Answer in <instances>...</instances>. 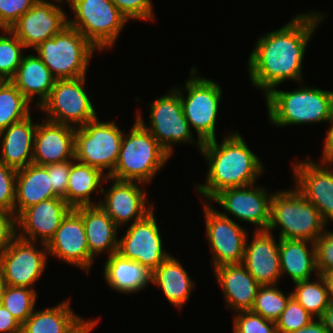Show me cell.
<instances>
[{"label":"cell","mask_w":333,"mask_h":333,"mask_svg":"<svg viewBox=\"0 0 333 333\" xmlns=\"http://www.w3.org/2000/svg\"><path fill=\"white\" fill-rule=\"evenodd\" d=\"M325 17L318 11L296 14L283 27L257 39L247 59L251 85L266 95L286 80L302 83L305 51Z\"/></svg>","instance_id":"6da1fadb"},{"label":"cell","mask_w":333,"mask_h":333,"mask_svg":"<svg viewBox=\"0 0 333 333\" xmlns=\"http://www.w3.org/2000/svg\"><path fill=\"white\" fill-rule=\"evenodd\" d=\"M200 153L207 161L208 170L205 184L197 183L195 188L205 202L222 190L256 184L265 170L262 160L238 131L226 135L222 143L216 139L203 142Z\"/></svg>","instance_id":"7a4b0ae2"},{"label":"cell","mask_w":333,"mask_h":333,"mask_svg":"<svg viewBox=\"0 0 333 333\" xmlns=\"http://www.w3.org/2000/svg\"><path fill=\"white\" fill-rule=\"evenodd\" d=\"M302 84L294 91L277 86L265 96L270 123L277 126L329 123L333 112V92Z\"/></svg>","instance_id":"3957f363"},{"label":"cell","mask_w":333,"mask_h":333,"mask_svg":"<svg viewBox=\"0 0 333 333\" xmlns=\"http://www.w3.org/2000/svg\"><path fill=\"white\" fill-rule=\"evenodd\" d=\"M171 156L137 120L123 134L117 164L109 177L149 184Z\"/></svg>","instance_id":"277c9868"},{"label":"cell","mask_w":333,"mask_h":333,"mask_svg":"<svg viewBox=\"0 0 333 333\" xmlns=\"http://www.w3.org/2000/svg\"><path fill=\"white\" fill-rule=\"evenodd\" d=\"M317 208L296 188L272 194L270 222L267 230L280 229L279 239H299L315 242L327 228Z\"/></svg>","instance_id":"5b68a950"},{"label":"cell","mask_w":333,"mask_h":333,"mask_svg":"<svg viewBox=\"0 0 333 333\" xmlns=\"http://www.w3.org/2000/svg\"><path fill=\"white\" fill-rule=\"evenodd\" d=\"M74 18L68 26L78 30L98 51L111 49L128 20L111 0H66Z\"/></svg>","instance_id":"8992f818"},{"label":"cell","mask_w":333,"mask_h":333,"mask_svg":"<svg viewBox=\"0 0 333 333\" xmlns=\"http://www.w3.org/2000/svg\"><path fill=\"white\" fill-rule=\"evenodd\" d=\"M196 68L193 66L190 70V78L185 81L184 89L180 86L174 89L179 93L190 129L194 128L197 138L203 143L216 139V122L223 90L214 80L199 76ZM183 90L187 96L183 95Z\"/></svg>","instance_id":"52a82bcc"},{"label":"cell","mask_w":333,"mask_h":333,"mask_svg":"<svg viewBox=\"0 0 333 333\" xmlns=\"http://www.w3.org/2000/svg\"><path fill=\"white\" fill-rule=\"evenodd\" d=\"M33 51L56 79H74L87 75L90 59L97 49L78 30L66 26Z\"/></svg>","instance_id":"ba28073f"},{"label":"cell","mask_w":333,"mask_h":333,"mask_svg":"<svg viewBox=\"0 0 333 333\" xmlns=\"http://www.w3.org/2000/svg\"><path fill=\"white\" fill-rule=\"evenodd\" d=\"M149 108V126L138 111L135 114L136 120L152 134L170 156L174 152L173 144L194 143L200 151L202 142L197 137L195 142L183 112L179 93L174 87L152 101Z\"/></svg>","instance_id":"9c48e42d"},{"label":"cell","mask_w":333,"mask_h":333,"mask_svg":"<svg viewBox=\"0 0 333 333\" xmlns=\"http://www.w3.org/2000/svg\"><path fill=\"white\" fill-rule=\"evenodd\" d=\"M124 131L114 121L95 118L75 131V160L98 168L109 176L120 152Z\"/></svg>","instance_id":"30bf717a"},{"label":"cell","mask_w":333,"mask_h":333,"mask_svg":"<svg viewBox=\"0 0 333 333\" xmlns=\"http://www.w3.org/2000/svg\"><path fill=\"white\" fill-rule=\"evenodd\" d=\"M86 76L57 79L40 109L45 119L72 127H81L97 118L96 109L85 89Z\"/></svg>","instance_id":"8fae6325"},{"label":"cell","mask_w":333,"mask_h":333,"mask_svg":"<svg viewBox=\"0 0 333 333\" xmlns=\"http://www.w3.org/2000/svg\"><path fill=\"white\" fill-rule=\"evenodd\" d=\"M202 203L205 235L211 249L213 269L223 265L242 264L249 232L230 216L227 218L221 215L210 203Z\"/></svg>","instance_id":"7c38bea8"},{"label":"cell","mask_w":333,"mask_h":333,"mask_svg":"<svg viewBox=\"0 0 333 333\" xmlns=\"http://www.w3.org/2000/svg\"><path fill=\"white\" fill-rule=\"evenodd\" d=\"M36 242L15 237L0 254V270L8 286L34 289L46 269L48 250L45 244L37 248Z\"/></svg>","instance_id":"4fadbf2b"},{"label":"cell","mask_w":333,"mask_h":333,"mask_svg":"<svg viewBox=\"0 0 333 333\" xmlns=\"http://www.w3.org/2000/svg\"><path fill=\"white\" fill-rule=\"evenodd\" d=\"M130 224L124 236L119 238L117 253L139 262L153 272L171 255L163 248V238L154 210L143 219Z\"/></svg>","instance_id":"5bb4252c"},{"label":"cell","mask_w":333,"mask_h":333,"mask_svg":"<svg viewBox=\"0 0 333 333\" xmlns=\"http://www.w3.org/2000/svg\"><path fill=\"white\" fill-rule=\"evenodd\" d=\"M48 1L36 0L33 7L9 29L26 49L30 47L35 49L39 44L51 39L68 26V15L59 6L66 0Z\"/></svg>","instance_id":"9a60e30c"},{"label":"cell","mask_w":333,"mask_h":333,"mask_svg":"<svg viewBox=\"0 0 333 333\" xmlns=\"http://www.w3.org/2000/svg\"><path fill=\"white\" fill-rule=\"evenodd\" d=\"M251 184L243 187L228 188L217 193L210 202H216L224 212L221 215L256 225L255 230H267L270 222V201L272 193L265 187Z\"/></svg>","instance_id":"2e32d148"},{"label":"cell","mask_w":333,"mask_h":333,"mask_svg":"<svg viewBox=\"0 0 333 333\" xmlns=\"http://www.w3.org/2000/svg\"><path fill=\"white\" fill-rule=\"evenodd\" d=\"M106 180L113 181V184L107 191L101 186L99 194L105 197L100 198L97 205H100L118 227L122 228V225L130 223V221H133L132 223L139 221L153 211L154 204L147 203L146 191L140 187L145 184L117 180L109 176L106 177Z\"/></svg>","instance_id":"e0dca14e"},{"label":"cell","mask_w":333,"mask_h":333,"mask_svg":"<svg viewBox=\"0 0 333 333\" xmlns=\"http://www.w3.org/2000/svg\"><path fill=\"white\" fill-rule=\"evenodd\" d=\"M332 162L321 159V164L309 157L292 166L294 188L312 203L323 220L333 221V169Z\"/></svg>","instance_id":"ac0fdd59"},{"label":"cell","mask_w":333,"mask_h":333,"mask_svg":"<svg viewBox=\"0 0 333 333\" xmlns=\"http://www.w3.org/2000/svg\"><path fill=\"white\" fill-rule=\"evenodd\" d=\"M72 207L61 197L41 201L16 217V236L47 245ZM40 238V239H39Z\"/></svg>","instance_id":"d6986e66"},{"label":"cell","mask_w":333,"mask_h":333,"mask_svg":"<svg viewBox=\"0 0 333 333\" xmlns=\"http://www.w3.org/2000/svg\"><path fill=\"white\" fill-rule=\"evenodd\" d=\"M46 247L48 255L79 267L87 274L95 262L88 249L82 216L74 208L63 218Z\"/></svg>","instance_id":"ffe728a7"},{"label":"cell","mask_w":333,"mask_h":333,"mask_svg":"<svg viewBox=\"0 0 333 333\" xmlns=\"http://www.w3.org/2000/svg\"><path fill=\"white\" fill-rule=\"evenodd\" d=\"M269 230H255L253 239L247 237L242 265L261 285H276L282 279L279 246ZM249 242V243H248Z\"/></svg>","instance_id":"44dd1931"},{"label":"cell","mask_w":333,"mask_h":333,"mask_svg":"<svg viewBox=\"0 0 333 333\" xmlns=\"http://www.w3.org/2000/svg\"><path fill=\"white\" fill-rule=\"evenodd\" d=\"M75 131V127L46 119L37 122L32 163L45 166L75 160Z\"/></svg>","instance_id":"7402d4cb"},{"label":"cell","mask_w":333,"mask_h":333,"mask_svg":"<svg viewBox=\"0 0 333 333\" xmlns=\"http://www.w3.org/2000/svg\"><path fill=\"white\" fill-rule=\"evenodd\" d=\"M228 308L234 311L251 310L261 286L242 264L223 265L213 269Z\"/></svg>","instance_id":"603a6c76"},{"label":"cell","mask_w":333,"mask_h":333,"mask_svg":"<svg viewBox=\"0 0 333 333\" xmlns=\"http://www.w3.org/2000/svg\"><path fill=\"white\" fill-rule=\"evenodd\" d=\"M36 128L30 115L0 131V161L15 170L31 164Z\"/></svg>","instance_id":"cb8c5ba5"},{"label":"cell","mask_w":333,"mask_h":333,"mask_svg":"<svg viewBox=\"0 0 333 333\" xmlns=\"http://www.w3.org/2000/svg\"><path fill=\"white\" fill-rule=\"evenodd\" d=\"M81 216L90 256L94 259L104 252L110 256L118 250V226L100 205L74 208Z\"/></svg>","instance_id":"d4e9b609"},{"label":"cell","mask_w":333,"mask_h":333,"mask_svg":"<svg viewBox=\"0 0 333 333\" xmlns=\"http://www.w3.org/2000/svg\"><path fill=\"white\" fill-rule=\"evenodd\" d=\"M103 269L106 283L119 293L135 294L152 283V271L117 252L107 257Z\"/></svg>","instance_id":"484cf974"},{"label":"cell","mask_w":333,"mask_h":333,"mask_svg":"<svg viewBox=\"0 0 333 333\" xmlns=\"http://www.w3.org/2000/svg\"><path fill=\"white\" fill-rule=\"evenodd\" d=\"M58 197L51 186L47 169L31 163L17 170L14 215L17 217L24 209Z\"/></svg>","instance_id":"4316f807"},{"label":"cell","mask_w":333,"mask_h":333,"mask_svg":"<svg viewBox=\"0 0 333 333\" xmlns=\"http://www.w3.org/2000/svg\"><path fill=\"white\" fill-rule=\"evenodd\" d=\"M56 80L36 54H24L15 76L10 81L30 103L34 96H39V101H36L38 108L49 97Z\"/></svg>","instance_id":"83f0119b"},{"label":"cell","mask_w":333,"mask_h":333,"mask_svg":"<svg viewBox=\"0 0 333 333\" xmlns=\"http://www.w3.org/2000/svg\"><path fill=\"white\" fill-rule=\"evenodd\" d=\"M152 284L161 288L173 307L181 309L190 299L196 282L194 283L179 260L170 255L152 272Z\"/></svg>","instance_id":"f1b7e54d"},{"label":"cell","mask_w":333,"mask_h":333,"mask_svg":"<svg viewBox=\"0 0 333 333\" xmlns=\"http://www.w3.org/2000/svg\"><path fill=\"white\" fill-rule=\"evenodd\" d=\"M279 255L281 276L287 274L293 283L311 279L313 272L318 275L315 242L280 239Z\"/></svg>","instance_id":"f546056e"},{"label":"cell","mask_w":333,"mask_h":333,"mask_svg":"<svg viewBox=\"0 0 333 333\" xmlns=\"http://www.w3.org/2000/svg\"><path fill=\"white\" fill-rule=\"evenodd\" d=\"M107 175L100 169L74 161L70 167L66 196L63 198L72 208L97 205L91 194L106 180Z\"/></svg>","instance_id":"4dcf8cb0"},{"label":"cell","mask_w":333,"mask_h":333,"mask_svg":"<svg viewBox=\"0 0 333 333\" xmlns=\"http://www.w3.org/2000/svg\"><path fill=\"white\" fill-rule=\"evenodd\" d=\"M81 319L70 308V300H64L53 307L34 310L21 325V333H68Z\"/></svg>","instance_id":"1f68e13d"},{"label":"cell","mask_w":333,"mask_h":333,"mask_svg":"<svg viewBox=\"0 0 333 333\" xmlns=\"http://www.w3.org/2000/svg\"><path fill=\"white\" fill-rule=\"evenodd\" d=\"M315 281L304 280L294 283L291 292L294 298L314 318H321L331 302L330 291L323 275H316Z\"/></svg>","instance_id":"d6a6232c"},{"label":"cell","mask_w":333,"mask_h":333,"mask_svg":"<svg viewBox=\"0 0 333 333\" xmlns=\"http://www.w3.org/2000/svg\"><path fill=\"white\" fill-rule=\"evenodd\" d=\"M31 103L10 80L0 81V131L31 115Z\"/></svg>","instance_id":"836d02e7"},{"label":"cell","mask_w":333,"mask_h":333,"mask_svg":"<svg viewBox=\"0 0 333 333\" xmlns=\"http://www.w3.org/2000/svg\"><path fill=\"white\" fill-rule=\"evenodd\" d=\"M277 285L260 286L251 309L252 312L273 322L278 320L292 297L291 293L286 296Z\"/></svg>","instance_id":"e575fe53"},{"label":"cell","mask_w":333,"mask_h":333,"mask_svg":"<svg viewBox=\"0 0 333 333\" xmlns=\"http://www.w3.org/2000/svg\"><path fill=\"white\" fill-rule=\"evenodd\" d=\"M37 297L35 289L7 285L1 303L22 325L35 310Z\"/></svg>","instance_id":"d590c367"},{"label":"cell","mask_w":333,"mask_h":333,"mask_svg":"<svg viewBox=\"0 0 333 333\" xmlns=\"http://www.w3.org/2000/svg\"><path fill=\"white\" fill-rule=\"evenodd\" d=\"M4 35H3V34ZM24 44L9 30L0 34V80H11L24 56Z\"/></svg>","instance_id":"8d00e7d4"},{"label":"cell","mask_w":333,"mask_h":333,"mask_svg":"<svg viewBox=\"0 0 333 333\" xmlns=\"http://www.w3.org/2000/svg\"><path fill=\"white\" fill-rule=\"evenodd\" d=\"M314 317L294 298H290L286 309L282 312L276 323L278 333H291L308 325Z\"/></svg>","instance_id":"74e56055"},{"label":"cell","mask_w":333,"mask_h":333,"mask_svg":"<svg viewBox=\"0 0 333 333\" xmlns=\"http://www.w3.org/2000/svg\"><path fill=\"white\" fill-rule=\"evenodd\" d=\"M233 333H278L276 323L251 310L239 311L233 317Z\"/></svg>","instance_id":"f35d334b"},{"label":"cell","mask_w":333,"mask_h":333,"mask_svg":"<svg viewBox=\"0 0 333 333\" xmlns=\"http://www.w3.org/2000/svg\"><path fill=\"white\" fill-rule=\"evenodd\" d=\"M17 170L0 161V209L14 213Z\"/></svg>","instance_id":"ab89813d"},{"label":"cell","mask_w":333,"mask_h":333,"mask_svg":"<svg viewBox=\"0 0 333 333\" xmlns=\"http://www.w3.org/2000/svg\"><path fill=\"white\" fill-rule=\"evenodd\" d=\"M127 20L153 21L154 10L151 0H111Z\"/></svg>","instance_id":"60d3db41"},{"label":"cell","mask_w":333,"mask_h":333,"mask_svg":"<svg viewBox=\"0 0 333 333\" xmlns=\"http://www.w3.org/2000/svg\"><path fill=\"white\" fill-rule=\"evenodd\" d=\"M318 274L325 275L333 270V231L325 229L315 241Z\"/></svg>","instance_id":"b9f144b4"},{"label":"cell","mask_w":333,"mask_h":333,"mask_svg":"<svg viewBox=\"0 0 333 333\" xmlns=\"http://www.w3.org/2000/svg\"><path fill=\"white\" fill-rule=\"evenodd\" d=\"M36 0H0V30L13 24L33 7Z\"/></svg>","instance_id":"7bdbcfd3"},{"label":"cell","mask_w":333,"mask_h":333,"mask_svg":"<svg viewBox=\"0 0 333 333\" xmlns=\"http://www.w3.org/2000/svg\"><path fill=\"white\" fill-rule=\"evenodd\" d=\"M75 160L45 165L51 180L53 192L61 198L66 196L70 167Z\"/></svg>","instance_id":"ee69618b"},{"label":"cell","mask_w":333,"mask_h":333,"mask_svg":"<svg viewBox=\"0 0 333 333\" xmlns=\"http://www.w3.org/2000/svg\"><path fill=\"white\" fill-rule=\"evenodd\" d=\"M16 237V217L14 213L0 209V254Z\"/></svg>","instance_id":"f6af8a7d"},{"label":"cell","mask_w":333,"mask_h":333,"mask_svg":"<svg viewBox=\"0 0 333 333\" xmlns=\"http://www.w3.org/2000/svg\"><path fill=\"white\" fill-rule=\"evenodd\" d=\"M0 333H21V324L0 303Z\"/></svg>","instance_id":"bcb514c9"},{"label":"cell","mask_w":333,"mask_h":333,"mask_svg":"<svg viewBox=\"0 0 333 333\" xmlns=\"http://www.w3.org/2000/svg\"><path fill=\"white\" fill-rule=\"evenodd\" d=\"M329 125L330 127L326 131L327 134L325 136V144L323 147V155L321 159L333 163V112Z\"/></svg>","instance_id":"7dc6e473"},{"label":"cell","mask_w":333,"mask_h":333,"mask_svg":"<svg viewBox=\"0 0 333 333\" xmlns=\"http://www.w3.org/2000/svg\"><path fill=\"white\" fill-rule=\"evenodd\" d=\"M291 333H329L320 318H314L308 325Z\"/></svg>","instance_id":"c3c4849f"},{"label":"cell","mask_w":333,"mask_h":333,"mask_svg":"<svg viewBox=\"0 0 333 333\" xmlns=\"http://www.w3.org/2000/svg\"><path fill=\"white\" fill-rule=\"evenodd\" d=\"M99 319L84 320L83 318L68 333H90L97 326Z\"/></svg>","instance_id":"681fc988"},{"label":"cell","mask_w":333,"mask_h":333,"mask_svg":"<svg viewBox=\"0 0 333 333\" xmlns=\"http://www.w3.org/2000/svg\"><path fill=\"white\" fill-rule=\"evenodd\" d=\"M320 319L323 321L328 332L333 333V301L330 302Z\"/></svg>","instance_id":"f907efd6"},{"label":"cell","mask_w":333,"mask_h":333,"mask_svg":"<svg viewBox=\"0 0 333 333\" xmlns=\"http://www.w3.org/2000/svg\"><path fill=\"white\" fill-rule=\"evenodd\" d=\"M326 281H327V284H328V288H329V291H330V298H331V301H333V270L327 272L325 275H324Z\"/></svg>","instance_id":"816d5d0a"},{"label":"cell","mask_w":333,"mask_h":333,"mask_svg":"<svg viewBox=\"0 0 333 333\" xmlns=\"http://www.w3.org/2000/svg\"><path fill=\"white\" fill-rule=\"evenodd\" d=\"M6 286H7L6 281L4 279L2 271L0 270V303L2 301V296L5 291Z\"/></svg>","instance_id":"f5cc1de1"}]
</instances>
